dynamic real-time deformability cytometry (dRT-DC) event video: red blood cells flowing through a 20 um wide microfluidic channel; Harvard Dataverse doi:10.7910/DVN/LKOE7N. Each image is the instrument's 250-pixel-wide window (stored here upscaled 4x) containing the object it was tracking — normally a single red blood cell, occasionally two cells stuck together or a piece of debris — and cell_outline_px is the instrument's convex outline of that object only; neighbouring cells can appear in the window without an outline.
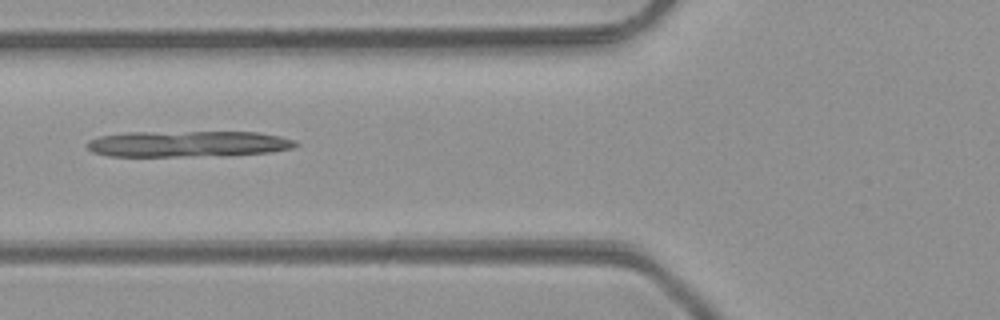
{"species": "common noctule bat (a hibernating species)", "species_latin": "Nyctalus noctula", "temperature_condition": "room temperature", "stored_images_in_passage": 8, "camera_frame_rate_fps": 3000, "um_per_image_px": 0.085, "animal": {"sex": "male", "body_mass_g": 23.1, "forearm_length_mm": 52.7}, "frame": {"image": 1, "passage_image": 7, "time_ms": 7.0, "image_size_px": [1000, 320], "cell_outline_px": [[300, 144], [292, 148], [272, 152], [228, 156], [108, 156], [92, 152], [84, 144], [88, 140], [100, 136], [128, 132], [256, 132], [280, 136], [292, 140]], "centroid_in_image_um": [15.97, 12.24], "position_along_channel_um": 109.8, "area_um2": 32.02}}